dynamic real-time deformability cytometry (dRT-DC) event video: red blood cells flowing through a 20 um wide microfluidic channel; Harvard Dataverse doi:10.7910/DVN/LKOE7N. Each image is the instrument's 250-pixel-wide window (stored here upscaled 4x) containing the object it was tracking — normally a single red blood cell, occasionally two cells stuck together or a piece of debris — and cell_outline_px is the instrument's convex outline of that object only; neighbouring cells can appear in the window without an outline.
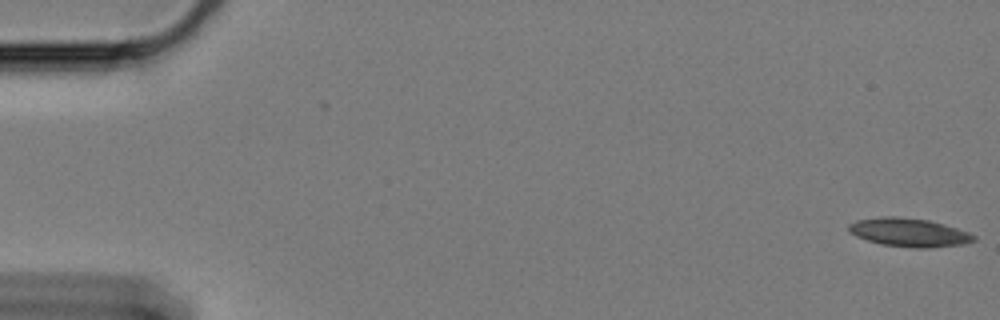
{"species": "Egyptian fruit bat (a non-hibernating species)", "species_latin": "Rousettus aegyptiacus", "temperature_condition": "cold", "stored_images_in_passage": 62, "camera_frame_rate_fps": 3000, "um_per_image_px": 0.085, "animal": {"sex": "female"}, "frame": {"image": 1, "passage_image": 1, "time_ms": 0.0, "image_size_px": [1000, 320], "cell_outline_px": [[976, 240], [964, 244], [928, 248], [912, 248], [880, 244], [856, 236], [848, 232], [848, 224], [856, 220], [884, 216], [896, 216], [928, 220], [944, 224], [968, 232], [976, 236]], "centroid_in_image_um": [77.25, 19.76], "position_along_channel_um": 7.7, "area_um2": 20.87}}
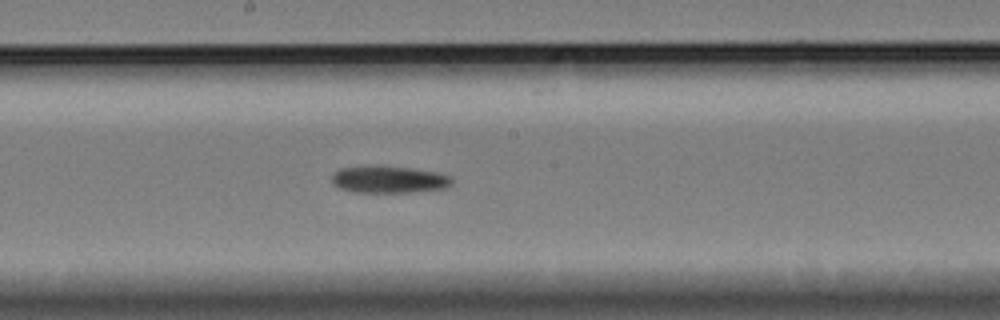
{"frame": {"image": 2, "passage_image": 33, "time_ms": 10.667, "image_size_px": [1000, 320], "cell_outline_px": [[452, 184], [448, 188], [408, 192], [356, 192], [340, 188], [332, 184], [332, 172], [340, 168], [364, 164], [376, 164], [440, 172], [448, 176], [452, 180]], "centroid_in_image_um": [33.0, 15.22], "position_along_channel_um": 215.2, "area_um2": 19.42}}
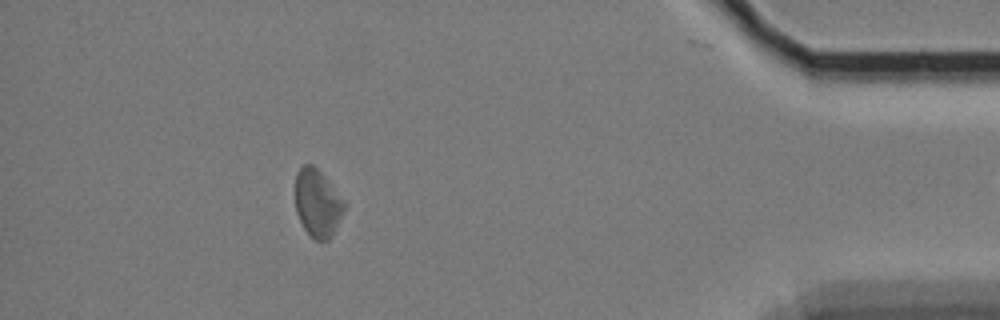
{"frame": {"image": 3, "passage_image": 55, "time_ms": 18.0, "image_size_px": [1000, 320], "cell_outline_px": [[344, 212], [332, 236], [328, 240], [316, 240], [304, 228], [296, 212], [296, 172], [304, 164], [312, 164], [324, 176], [344, 200]], "centroid_in_image_um": [26.99, 17.27], "position_along_channel_um": 408.2, "area_um2": 19.02}}